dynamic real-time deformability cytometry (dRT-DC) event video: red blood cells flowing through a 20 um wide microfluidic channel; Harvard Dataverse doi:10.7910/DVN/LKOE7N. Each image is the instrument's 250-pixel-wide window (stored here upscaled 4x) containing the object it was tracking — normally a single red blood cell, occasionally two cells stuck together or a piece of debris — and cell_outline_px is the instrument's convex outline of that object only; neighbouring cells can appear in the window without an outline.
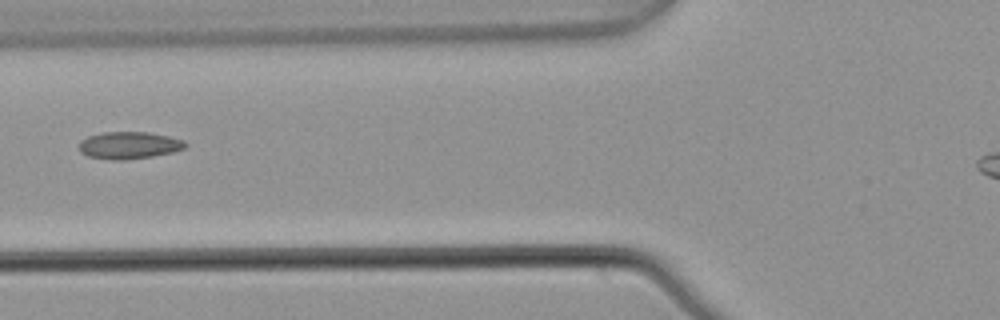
{"species": "common noctule bat (a hibernating species)", "species_latin": "Nyctalus noctula", "temperature_condition": "warm", "stored_images_in_passage": 6, "camera_frame_rate_fps": 3000, "um_per_image_px": 0.085, "animal": {"sex": "male", "body_mass_g": 21.5, "forearm_length_mm": 52.0}, "frame": {"image": 1, "passage_image": 6, "time_ms": 1.667, "image_size_px": [1000, 320], "cell_outline_px": [[188, 144], [184, 148], [172, 152], [152, 156], [124, 160], [112, 160], [88, 156], [80, 152], [80, 140], [88, 136], [104, 132], [148, 132], [168, 136], [184, 140]], "centroid_in_image_um": [10.97, 12.35], "position_along_channel_um": 114.8, "area_um2": 16.76}}